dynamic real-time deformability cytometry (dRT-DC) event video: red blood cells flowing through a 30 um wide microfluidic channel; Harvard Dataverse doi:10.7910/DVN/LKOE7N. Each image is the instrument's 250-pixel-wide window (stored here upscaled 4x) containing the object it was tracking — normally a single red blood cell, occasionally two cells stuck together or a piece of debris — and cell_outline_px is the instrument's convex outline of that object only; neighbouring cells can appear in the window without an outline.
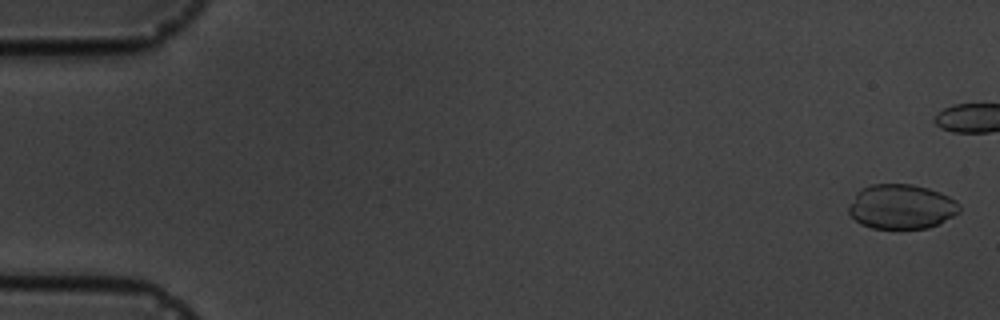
{"species": "common noctule bat (a hibernating species)", "species_latin": "Nyctalus noctula", "temperature_condition": "cold", "stored_images_in_passage": 14, "camera_frame_rate_fps": 3000, "um_per_image_px": 0.085, "animal": {"sex": "male", "body_mass_g": 19.5, "forearm_length_mm": 54.6}, "frame": {"image": 1, "passage_image": 1, "time_ms": 0.0, "image_size_px": [1000, 320], "cell_outline_px": [[960, 212], [928, 228], [872, 228], [860, 224], [848, 212], [848, 204], [856, 192], [860, 188], [872, 184], [912, 184], [928, 188], [940, 192], [956, 200], [960, 204]], "centroid_in_image_um": [76.59, 17.55], "position_along_channel_um": 8.4, "area_um2": 28.9}}